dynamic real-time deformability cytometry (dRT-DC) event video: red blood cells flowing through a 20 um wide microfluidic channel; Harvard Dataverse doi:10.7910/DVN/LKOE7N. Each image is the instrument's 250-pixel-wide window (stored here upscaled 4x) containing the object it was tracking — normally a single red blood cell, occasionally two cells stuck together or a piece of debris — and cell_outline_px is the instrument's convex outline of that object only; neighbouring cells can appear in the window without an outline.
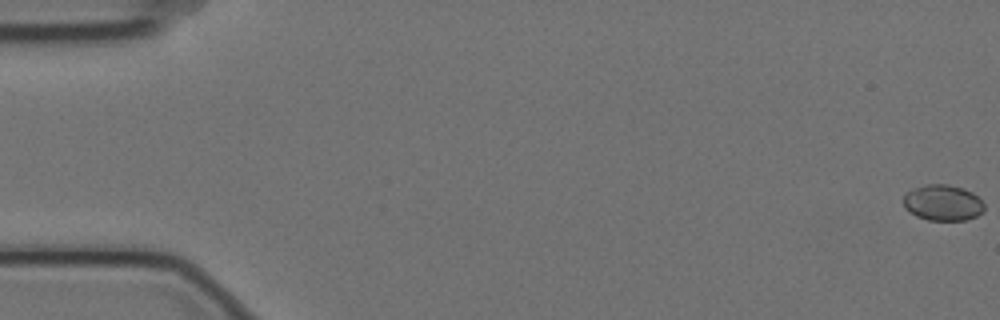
{"species": "Egyptian fruit bat (a non-hibernating species)", "species_latin": "Rousettus aegyptiacus", "temperature_condition": "cold", "stored_images_in_passage": 3, "camera_frame_rate_fps": 3000, "um_per_image_px": 0.085, "animal": {"sex": "female"}, "frame": {"image": 1, "passage_image": 1, "time_ms": 0.0, "image_size_px": [1000, 320], "cell_outline_px": [[984, 212], [976, 216], [964, 220], [928, 220], [916, 216], [904, 208], [904, 196], [912, 188], [924, 184], [948, 184], [964, 188], [972, 192], [984, 204]], "centroid_in_image_um": [80.13, 17.22], "position_along_channel_um": 4.9, "area_um2": 16.99}}